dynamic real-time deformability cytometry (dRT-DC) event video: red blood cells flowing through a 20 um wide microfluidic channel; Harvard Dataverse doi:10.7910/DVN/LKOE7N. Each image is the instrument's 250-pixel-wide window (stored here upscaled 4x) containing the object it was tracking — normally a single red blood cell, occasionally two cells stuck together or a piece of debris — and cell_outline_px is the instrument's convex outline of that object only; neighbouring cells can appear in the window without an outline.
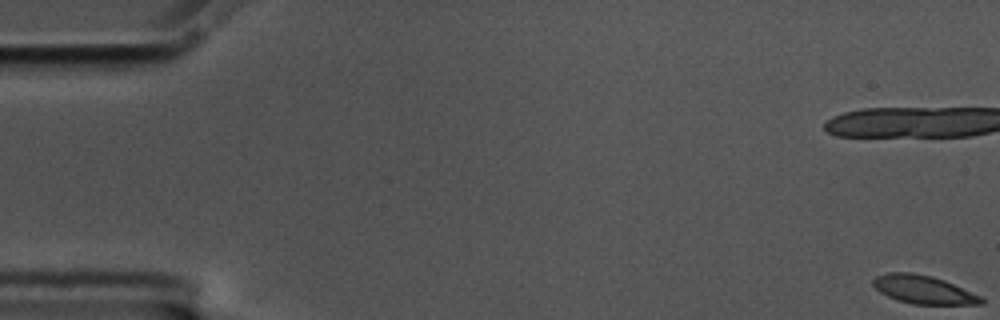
{"species": "common noctule bat (a hibernating species)", "species_latin": "Nyctalus noctula", "temperature_condition": "cold", "stored_images_in_passage": 49, "camera_frame_rate_fps": 3000, "um_per_image_px": 0.085, "animal": {"sex": "male", "body_mass_g": 17.5, "forearm_length_mm": 52.3}, "frame": {"image": 1, "passage_image": 1, "time_ms": 0.0, "image_size_px": [1000, 320], "cell_outline_px": [[984, 304], [912, 304], [896, 300], [880, 292], [872, 284], [872, 280], [876, 276], [888, 272], [908, 272], [932, 276], [944, 280], [980, 296], [984, 300]], "centroid_in_image_um": [78.46, 24.61], "position_along_channel_um": 6.5, "area_um2": 17.69}}